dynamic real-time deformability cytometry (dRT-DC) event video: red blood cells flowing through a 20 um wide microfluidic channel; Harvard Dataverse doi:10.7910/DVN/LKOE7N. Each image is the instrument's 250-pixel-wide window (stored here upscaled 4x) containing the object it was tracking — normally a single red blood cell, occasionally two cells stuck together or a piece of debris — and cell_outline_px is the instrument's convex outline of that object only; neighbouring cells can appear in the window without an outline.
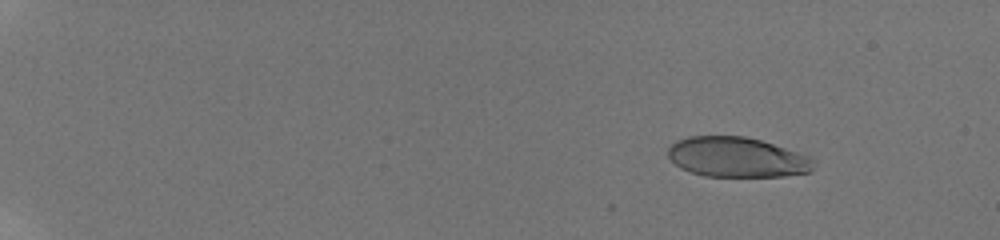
{"species": "human", "species_latin": "Homo sapiens", "temperature_condition": "room temperature", "stored_images_in_passage": 52, "camera_frame_rate_fps": 3000, "um_per_image_px": 0.085, "donor": {"sex": "male"}, "frame": {"image": 1, "passage_image": 2, "time_ms": 0.333, "image_size_px": [1000, 240], "cell_outline_px": [[804, 172], [772, 176], [712, 176], [696, 172], [672, 148], [676, 144], [684, 140], [700, 136], [736, 136], [756, 140], [768, 144], [776, 148]], "centroid_in_image_um": [62.4, 13.35], "position_along_channel_um": 22.6, "area_um2": 27.57}}
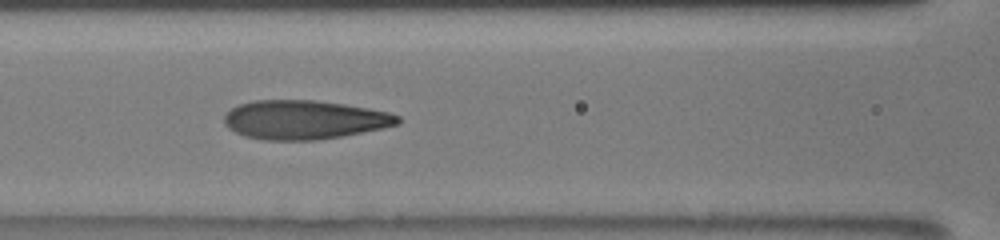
{"frame": {"image": 2, "passage_image": 24, "time_ms": 7.667, "image_size_px": [1000, 240], "cell_outline_px": [[400, 120], [392, 124], [352, 132], [328, 136], [256, 136], [240, 132], [228, 120], [228, 116], [236, 108], [248, 104], [332, 104], [380, 112], [396, 116]], "centroid_in_image_um": [25.96, 10.18], "position_along_channel_um": 140.6, "area_um2": 31.62}}
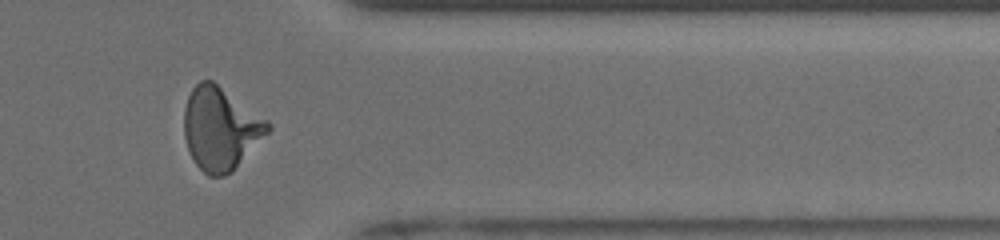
{"frame": {"image": 3, "passage_image": 44, "time_ms": 14.333, "image_size_px": [1000, 240], "cell_outline_px": [[268, 128], [236, 164], [228, 172], [216, 176], [212, 176], [192, 156], [188, 144], [184, 124], [188, 100], [192, 92], [204, 80], [208, 80], [216, 84], [268, 124]], "centroid_in_image_um": [18.67, 10.91], "position_along_channel_um": 392.7, "area_um2": 36.24}, "authors_computed_cell_mechanics": {"area_um2": 32.3391, "velocity_mm_per_s": 3.8567, "shape_relaxation_time_tau1_ms": 5.7432, "shape_relaxation_time_tau2_ms": 0.9054, "deformation_change_tau1": 0.259, "deformation_change_tau2": 0.082}}